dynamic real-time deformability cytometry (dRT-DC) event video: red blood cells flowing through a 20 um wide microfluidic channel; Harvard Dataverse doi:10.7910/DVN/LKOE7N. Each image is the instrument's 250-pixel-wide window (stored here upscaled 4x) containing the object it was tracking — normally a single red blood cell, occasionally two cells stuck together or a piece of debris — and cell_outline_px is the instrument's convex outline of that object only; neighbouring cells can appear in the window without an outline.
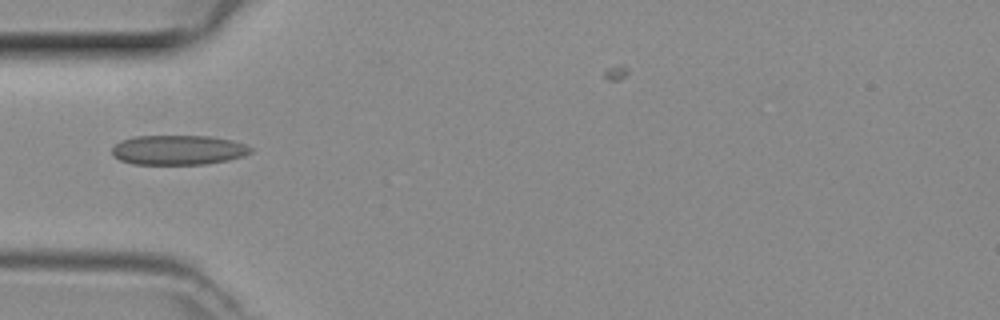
{"species": "common noctule bat (a hibernating species)", "species_latin": "Nyctalus noctula", "temperature_condition": "room temperature", "stored_images_in_passage": 28, "camera_frame_rate_fps": 3000, "um_per_image_px": 0.085, "animal": {"sex": "female", "body_mass_g": 29.2, "forearm_length_mm": 56.3}, "frame": {"image": 1, "passage_image": 1, "time_ms": 0.0, "image_size_px": [1000, 320], "cell_outline_px": [[252, 152], [244, 156], [228, 160], [204, 164], [132, 164], [120, 160], [112, 156], [112, 148], [120, 140], [136, 136], [208, 136], [232, 140], [244, 144], [252, 148]], "centroid_in_image_um": [15.13, 12.75], "position_along_channel_um": 69.9, "area_um2": 24.04}}
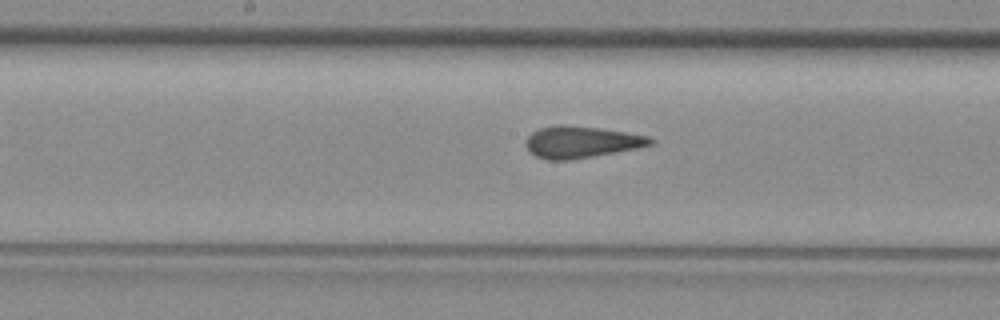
{"frame": {"image": 2, "passage_image": 10, "time_ms": 3.0, "image_size_px": [1000, 320], "cell_outline_px": [[656, 140], [652, 144], [636, 148], [592, 156], [568, 160], [548, 160], [536, 156], [528, 152], [524, 144], [524, 140], [532, 132], [540, 128], [556, 124], [564, 124], [600, 128], [648, 136]], "centroid_in_image_um": [49.34, 12.06], "position_along_channel_um": 198.9, "area_um2": 23.06}}
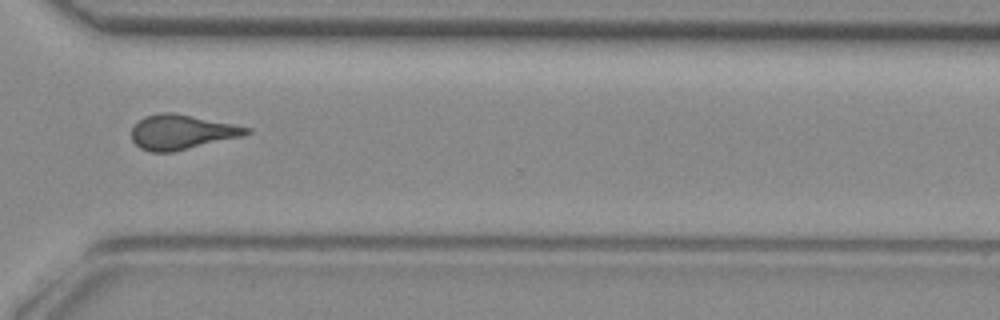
{"frame": {"image": 3, "passage_image": 21, "time_ms": 6.667, "image_size_px": [1000, 320], "cell_outline_px": [[252, 132], [244, 136], [172, 152], [152, 152], [140, 148], [132, 140], [132, 128], [144, 116], [160, 112], [172, 112], [252, 128]], "centroid_in_image_um": [15.45, 11.23], "position_along_channel_um": 355.2, "area_um2": 23.12}}